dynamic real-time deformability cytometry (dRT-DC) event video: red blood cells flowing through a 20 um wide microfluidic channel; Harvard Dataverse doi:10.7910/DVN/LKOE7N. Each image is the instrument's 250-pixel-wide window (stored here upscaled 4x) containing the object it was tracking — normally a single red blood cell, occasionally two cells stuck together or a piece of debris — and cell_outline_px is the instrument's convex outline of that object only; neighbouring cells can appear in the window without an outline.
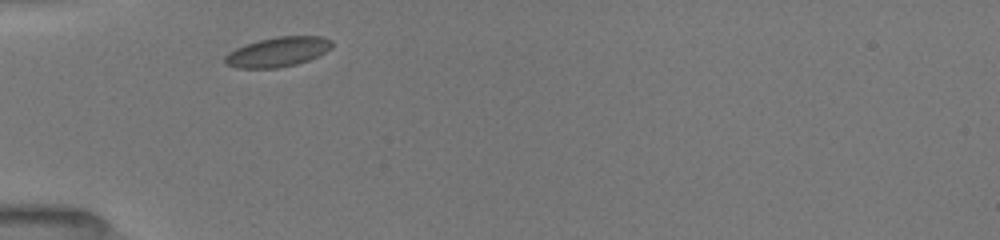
{"species": "common noctule bat (a hibernating species)", "species_latin": "Nyctalus noctula", "temperature_condition": "room temperature", "stored_images_in_passage": 68, "camera_frame_rate_fps": 3000, "um_per_image_px": 0.085, "animal": {"sex": "female", "body_mass_g": 19.5, "forearm_length_mm": 54.1}, "frame": {"image": 1, "passage_image": 1, "time_ms": 0.0, "image_size_px": [1000, 240], "cell_outline_px": [[332, 48], [308, 60], [296, 64], [276, 68], [236, 68], [228, 64], [224, 60], [224, 56], [228, 52], [236, 48], [260, 40], [280, 36], [320, 36], [332, 40]], "centroid_in_image_um": [23.61, 4.41], "position_along_channel_um": 61.4, "area_um2": 18.26}}
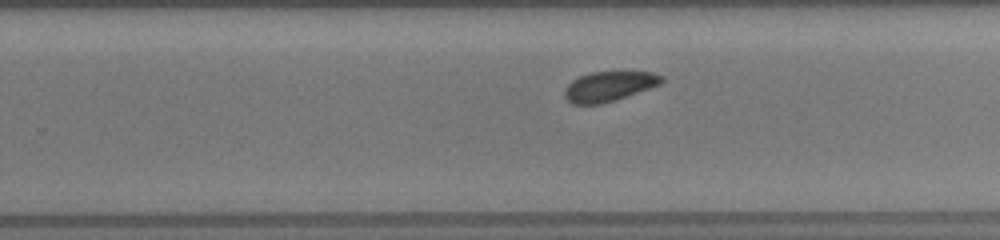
{"frame": {"image": 2, "passage_image": 35, "time_ms": 5.667, "image_size_px": [1000, 240], "cell_outline_px": [[664, 80], [660, 84], [616, 100], [600, 104], [572, 104], [564, 96], [564, 88], [572, 80], [580, 76], [592, 72], [652, 72], [664, 76]], "centroid_in_image_um": [51.75, 7.34], "position_along_channel_um": 278.0, "area_um2": 16.82}}
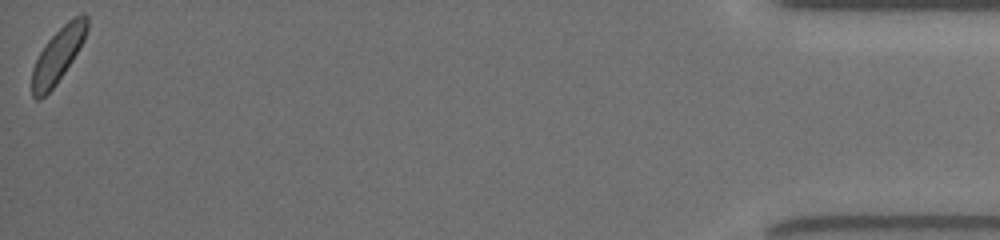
{"frame": {"image": 3, "passage_image": 68, "time_ms": 11.667, "image_size_px": [1000, 240], "cell_outline_px": [[88, 28], [84, 40], [72, 60], [56, 84], [40, 100], [36, 100], [32, 96], [32, 68], [40, 52], [48, 40], [68, 20], [76, 16], [88, 16]], "centroid_in_image_um": [4.91, 4.71], "position_along_channel_um": 430.3, "area_um2": 17.11}, "authors_computed_cell_mechanics": {"area_um2": 17.8024, "velocity_mm_per_s": 3.9434, "shape_relaxation_time_tau1_ms": 1.7446, "shape_relaxation_time_tau2_ms": null, "deformation_change_tau1": 0.0523, "deformation_change_tau2": null}}